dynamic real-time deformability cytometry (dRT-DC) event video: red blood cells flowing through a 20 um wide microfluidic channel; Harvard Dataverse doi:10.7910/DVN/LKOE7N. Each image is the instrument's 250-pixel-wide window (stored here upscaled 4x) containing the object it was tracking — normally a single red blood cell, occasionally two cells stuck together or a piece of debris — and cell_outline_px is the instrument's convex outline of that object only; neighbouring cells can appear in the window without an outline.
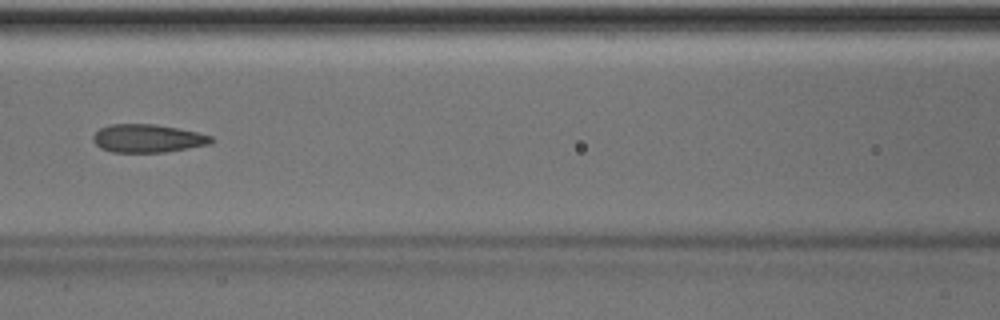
{"species": "Egyptian fruit bat (a non-hibernating species)", "species_latin": "Rousettus aegyptiacus", "temperature_condition": "room temperature", "stored_images_in_passage": 50, "camera_frame_rate_fps": 3000, "um_per_image_px": 0.085, "animal": {"sex": "male"}, "frame": {"image": 1, "passage_image": 22, "time_ms": 7.0, "image_size_px": [1000, 320], "cell_outline_px": [[216, 140], [212, 144], [164, 152], [112, 152], [100, 148], [92, 140], [92, 136], [100, 128], [112, 124], [156, 124], [196, 132], [212, 136]], "centroid_in_image_um": [12.57, 11.76], "position_along_channel_um": 154.0, "area_um2": 19.42}, "authors_computed_cell_mechanics": {"area_um2": 19.8832, "velocity_mm_per_s": 4.0255, "shape_relaxation_time_tau1_ms": 6.7086, "shape_relaxation_time_tau2_ms": 1.2573, "deformation_change_tau1": 0.1639, "deformation_change_tau2": 0.0726}}